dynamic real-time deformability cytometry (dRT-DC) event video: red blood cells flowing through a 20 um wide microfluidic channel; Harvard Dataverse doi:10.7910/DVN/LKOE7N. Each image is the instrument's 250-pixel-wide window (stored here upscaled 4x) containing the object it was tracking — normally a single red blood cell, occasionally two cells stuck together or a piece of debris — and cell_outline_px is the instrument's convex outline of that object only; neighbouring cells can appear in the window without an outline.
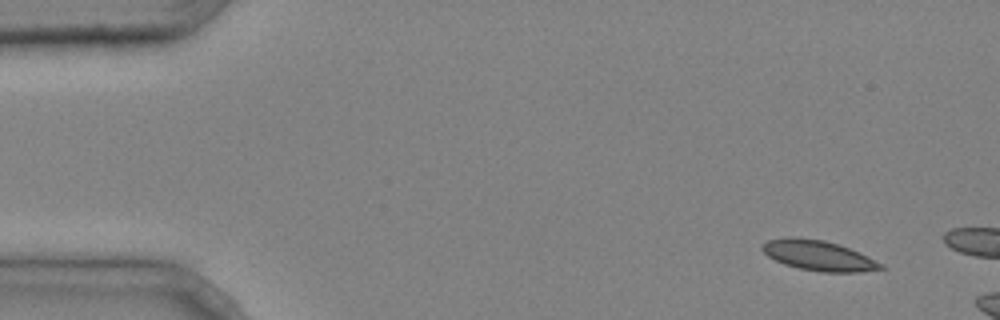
{"species": "common noctule bat (a hibernating species)", "species_latin": "Nyctalus noctula", "temperature_condition": "cold", "stored_images_in_passage": 3, "camera_frame_rate_fps": 3000, "um_per_image_px": 0.085, "animal": {"sex": "male", "body_mass_g": 20.4}, "frame": {"image": 1, "passage_image": 1, "time_ms": 0.0, "image_size_px": [1000, 320], "cell_outline_px": [[888, 268], [860, 272], [824, 272], [800, 268], [784, 264], [768, 256], [760, 248], [760, 244], [768, 240], [788, 236], [792, 236], [824, 240], [848, 248], [884, 264]], "centroid_in_image_um": [69.55, 21.71], "position_along_channel_um": 15.5, "area_um2": 20.75}}